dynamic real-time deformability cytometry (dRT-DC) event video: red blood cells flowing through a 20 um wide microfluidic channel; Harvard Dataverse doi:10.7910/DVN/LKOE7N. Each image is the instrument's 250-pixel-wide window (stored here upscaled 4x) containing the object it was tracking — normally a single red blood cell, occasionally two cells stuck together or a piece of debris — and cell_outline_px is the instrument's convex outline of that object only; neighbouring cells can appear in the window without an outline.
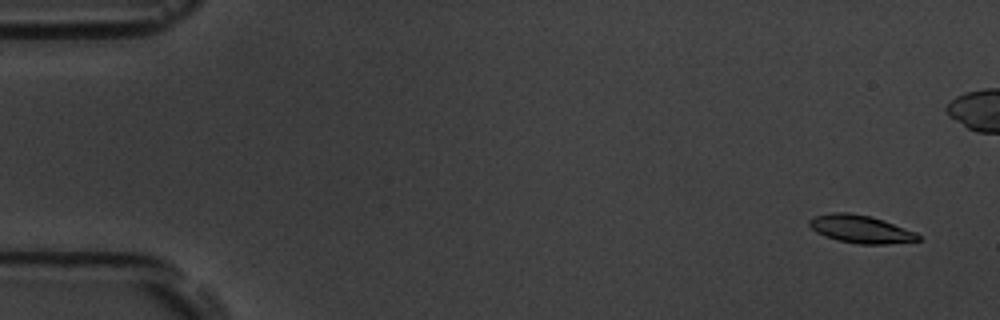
{"species": "common noctule bat (a hibernating species)", "species_latin": "Nyctalus noctula", "temperature_condition": "room temperature", "stored_images_in_passage": 56, "camera_frame_rate_fps": 3000, "um_per_image_px": 0.085, "animal": {"sex": "male", "body_mass_g": 19.5, "forearm_length_mm": 54.6}, "frame": {"image": 1, "passage_image": 3, "time_ms": 0.667, "image_size_px": [1000, 320], "cell_outline_px": [[920, 240], [888, 244], [860, 244], [840, 240], [824, 236], [816, 232], [808, 224], [808, 220], [816, 216], [832, 212], [848, 212], [872, 216], [916, 232], [920, 236]], "centroid_in_image_um": [73.16, 19.46], "position_along_channel_um": 11.8, "area_um2": 17.57}}
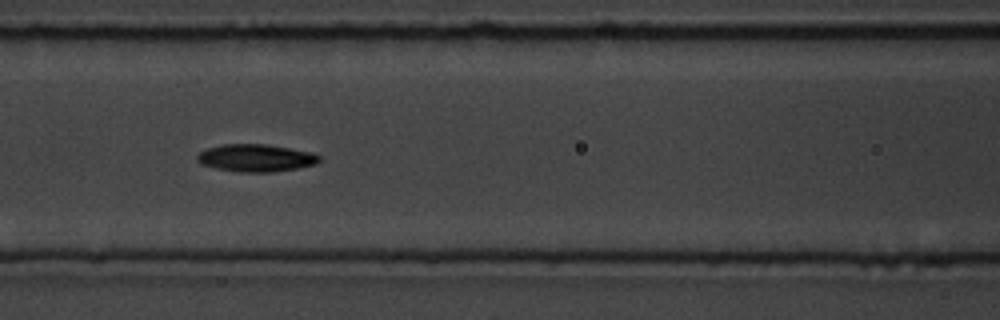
{"frame": {"image": 2, "passage_image": 24, "time_ms": 7.667, "image_size_px": [1000, 320], "cell_outline_px": [[320, 160], [316, 164], [296, 168], [272, 172], [240, 172], [216, 168], [200, 164], [196, 160], [196, 156], [200, 152], [208, 148], [224, 144], [268, 144], [312, 152], [320, 156]], "centroid_in_image_um": [21.74, 13.42], "position_along_channel_um": 144.9, "area_um2": 19.54}}
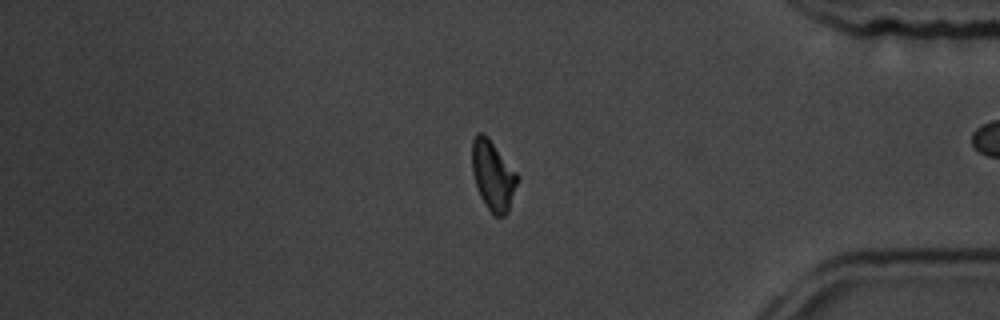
{"frame": {"image": 3, "passage_image": 46, "time_ms": 15.0, "image_size_px": [1000, 320], "cell_outline_px": [[516, 184], [508, 212], [504, 216], [492, 216], [480, 196], [472, 172], [472, 140], [476, 132], [484, 132], [488, 136], [516, 172]], "centroid_in_image_um": [41.86, 14.89], "position_along_channel_um": 393.3, "area_um2": 18.26}, "authors_computed_cell_mechanics": {"area_um2": 18.5249, "velocity_mm_per_s": 3.7464, "shape_relaxation_time_tau1_ms": 2.8807, "shape_relaxation_time_tau2_ms": null, "deformation_change_tau1": 0.1326, "deformation_change_tau2": null}}